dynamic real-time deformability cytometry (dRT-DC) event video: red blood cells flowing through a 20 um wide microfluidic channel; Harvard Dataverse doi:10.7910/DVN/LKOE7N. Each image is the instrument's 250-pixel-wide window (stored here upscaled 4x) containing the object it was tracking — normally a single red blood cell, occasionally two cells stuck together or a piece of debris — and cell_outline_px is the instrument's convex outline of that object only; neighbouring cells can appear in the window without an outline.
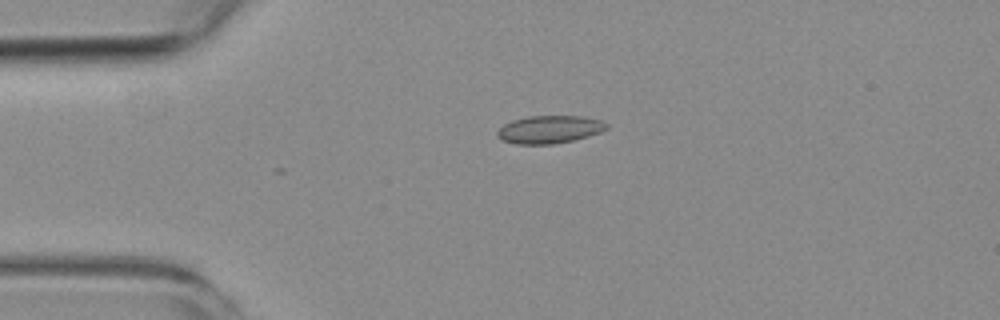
{"species": "common noctule bat (a hibernating species)", "species_latin": "Nyctalus noctula", "temperature_condition": "room temperature", "stored_images_in_passage": 3, "camera_frame_rate_fps": 3000, "um_per_image_px": 0.085, "animal": {"sex": "female", "body_mass_g": 19.3, "forearm_length_mm": 54.1}, "frame": {"image": 1, "passage_image": 2, "time_ms": 1.667, "image_size_px": [1000, 320], "cell_outline_px": [[608, 128], [600, 132], [588, 136], [572, 140], [552, 144], [516, 144], [500, 140], [496, 136], [496, 132], [504, 124], [512, 120], [528, 116], [584, 116], [604, 120], [608, 124]], "centroid_in_image_um": [46.7, 10.99], "position_along_channel_um": 38.3, "area_um2": 17.86}}